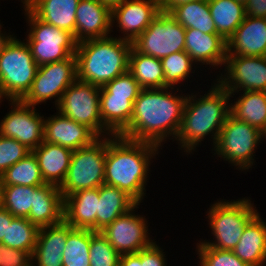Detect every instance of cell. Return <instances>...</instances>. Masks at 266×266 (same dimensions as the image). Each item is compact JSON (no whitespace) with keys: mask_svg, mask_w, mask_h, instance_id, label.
Listing matches in <instances>:
<instances>
[{"mask_svg":"<svg viewBox=\"0 0 266 266\" xmlns=\"http://www.w3.org/2000/svg\"><path fill=\"white\" fill-rule=\"evenodd\" d=\"M158 150L160 146L150 142L107 136L104 184L123 190L140 204L146 196L151 159L156 158Z\"/></svg>","mask_w":266,"mask_h":266,"instance_id":"2","label":"cell"},{"mask_svg":"<svg viewBox=\"0 0 266 266\" xmlns=\"http://www.w3.org/2000/svg\"><path fill=\"white\" fill-rule=\"evenodd\" d=\"M174 89L176 88L142 89L133 103L130 124L120 136L160 147L167 138L174 141L188 97L182 93L177 94L179 88L176 92Z\"/></svg>","mask_w":266,"mask_h":266,"instance_id":"1","label":"cell"},{"mask_svg":"<svg viewBox=\"0 0 266 266\" xmlns=\"http://www.w3.org/2000/svg\"><path fill=\"white\" fill-rule=\"evenodd\" d=\"M250 199L220 200L210 206L207 213L208 224L214 241L200 240L197 244H205L220 250L232 251L240 241L247 224L258 214Z\"/></svg>","mask_w":266,"mask_h":266,"instance_id":"6","label":"cell"},{"mask_svg":"<svg viewBox=\"0 0 266 266\" xmlns=\"http://www.w3.org/2000/svg\"><path fill=\"white\" fill-rule=\"evenodd\" d=\"M100 87L76 80L62 94L58 112L77 123L86 125L98 137L113 135L102 123Z\"/></svg>","mask_w":266,"mask_h":266,"instance_id":"10","label":"cell"},{"mask_svg":"<svg viewBox=\"0 0 266 266\" xmlns=\"http://www.w3.org/2000/svg\"><path fill=\"white\" fill-rule=\"evenodd\" d=\"M77 80V58L71 55L68 59L38 66L30 90L21 99L30 106L46 103L56 99L59 104L65 90Z\"/></svg>","mask_w":266,"mask_h":266,"instance_id":"11","label":"cell"},{"mask_svg":"<svg viewBox=\"0 0 266 266\" xmlns=\"http://www.w3.org/2000/svg\"><path fill=\"white\" fill-rule=\"evenodd\" d=\"M131 48V42L112 35L77 43V79L103 87L128 71Z\"/></svg>","mask_w":266,"mask_h":266,"instance_id":"4","label":"cell"},{"mask_svg":"<svg viewBox=\"0 0 266 266\" xmlns=\"http://www.w3.org/2000/svg\"><path fill=\"white\" fill-rule=\"evenodd\" d=\"M262 138H263L262 140H264V138L266 139V127L262 131Z\"/></svg>","mask_w":266,"mask_h":266,"instance_id":"52","label":"cell"},{"mask_svg":"<svg viewBox=\"0 0 266 266\" xmlns=\"http://www.w3.org/2000/svg\"><path fill=\"white\" fill-rule=\"evenodd\" d=\"M160 11L159 0H125L111 10V29L117 23L124 34L118 38L132 43Z\"/></svg>","mask_w":266,"mask_h":266,"instance_id":"16","label":"cell"},{"mask_svg":"<svg viewBox=\"0 0 266 266\" xmlns=\"http://www.w3.org/2000/svg\"><path fill=\"white\" fill-rule=\"evenodd\" d=\"M34 186H3L2 207L12 216L28 218L34 201Z\"/></svg>","mask_w":266,"mask_h":266,"instance_id":"37","label":"cell"},{"mask_svg":"<svg viewBox=\"0 0 266 266\" xmlns=\"http://www.w3.org/2000/svg\"><path fill=\"white\" fill-rule=\"evenodd\" d=\"M184 51L195 64L223 67L227 57V41L219 34H206L197 29L185 31Z\"/></svg>","mask_w":266,"mask_h":266,"instance_id":"19","label":"cell"},{"mask_svg":"<svg viewBox=\"0 0 266 266\" xmlns=\"http://www.w3.org/2000/svg\"><path fill=\"white\" fill-rule=\"evenodd\" d=\"M10 102L12 110L0 120V135L16 139L32 151L44 141L45 118L36 111L35 106L21 100Z\"/></svg>","mask_w":266,"mask_h":266,"instance_id":"15","label":"cell"},{"mask_svg":"<svg viewBox=\"0 0 266 266\" xmlns=\"http://www.w3.org/2000/svg\"><path fill=\"white\" fill-rule=\"evenodd\" d=\"M24 11L30 26L25 40L38 66L76 54L77 42L72 33L40 20L29 9Z\"/></svg>","mask_w":266,"mask_h":266,"instance_id":"7","label":"cell"},{"mask_svg":"<svg viewBox=\"0 0 266 266\" xmlns=\"http://www.w3.org/2000/svg\"><path fill=\"white\" fill-rule=\"evenodd\" d=\"M29 153L31 150L16 139L0 135V176Z\"/></svg>","mask_w":266,"mask_h":266,"instance_id":"40","label":"cell"},{"mask_svg":"<svg viewBox=\"0 0 266 266\" xmlns=\"http://www.w3.org/2000/svg\"><path fill=\"white\" fill-rule=\"evenodd\" d=\"M103 5L107 6L110 10L120 5L125 0H99Z\"/></svg>","mask_w":266,"mask_h":266,"instance_id":"48","label":"cell"},{"mask_svg":"<svg viewBox=\"0 0 266 266\" xmlns=\"http://www.w3.org/2000/svg\"><path fill=\"white\" fill-rule=\"evenodd\" d=\"M128 71L143 89L164 88L161 59L142 54L133 46L129 53Z\"/></svg>","mask_w":266,"mask_h":266,"instance_id":"30","label":"cell"},{"mask_svg":"<svg viewBox=\"0 0 266 266\" xmlns=\"http://www.w3.org/2000/svg\"><path fill=\"white\" fill-rule=\"evenodd\" d=\"M1 29H2V25L0 23V44L3 41V38L7 35L6 32L2 33L3 31Z\"/></svg>","mask_w":266,"mask_h":266,"instance_id":"51","label":"cell"},{"mask_svg":"<svg viewBox=\"0 0 266 266\" xmlns=\"http://www.w3.org/2000/svg\"><path fill=\"white\" fill-rule=\"evenodd\" d=\"M204 96L188 94L176 141L184 152L192 153L197 145L210 136L213 147L221 128L230 115V94L217 82ZM194 94V95H193ZM183 148V149H182Z\"/></svg>","mask_w":266,"mask_h":266,"instance_id":"3","label":"cell"},{"mask_svg":"<svg viewBox=\"0 0 266 266\" xmlns=\"http://www.w3.org/2000/svg\"><path fill=\"white\" fill-rule=\"evenodd\" d=\"M119 266H141V250L134 254L121 255Z\"/></svg>","mask_w":266,"mask_h":266,"instance_id":"46","label":"cell"},{"mask_svg":"<svg viewBox=\"0 0 266 266\" xmlns=\"http://www.w3.org/2000/svg\"><path fill=\"white\" fill-rule=\"evenodd\" d=\"M13 36L8 33L0 44V100H21L38 69L29 45Z\"/></svg>","mask_w":266,"mask_h":266,"instance_id":"5","label":"cell"},{"mask_svg":"<svg viewBox=\"0 0 266 266\" xmlns=\"http://www.w3.org/2000/svg\"><path fill=\"white\" fill-rule=\"evenodd\" d=\"M80 0H32L28 8L40 20L69 31L75 38L76 9Z\"/></svg>","mask_w":266,"mask_h":266,"instance_id":"26","label":"cell"},{"mask_svg":"<svg viewBox=\"0 0 266 266\" xmlns=\"http://www.w3.org/2000/svg\"><path fill=\"white\" fill-rule=\"evenodd\" d=\"M111 10L99 0H80L76 9L75 40L82 41L110 36Z\"/></svg>","mask_w":266,"mask_h":266,"instance_id":"18","label":"cell"},{"mask_svg":"<svg viewBox=\"0 0 266 266\" xmlns=\"http://www.w3.org/2000/svg\"><path fill=\"white\" fill-rule=\"evenodd\" d=\"M99 197L96 232L102 231L107 225L137 204L123 190L106 184L99 187Z\"/></svg>","mask_w":266,"mask_h":266,"instance_id":"27","label":"cell"},{"mask_svg":"<svg viewBox=\"0 0 266 266\" xmlns=\"http://www.w3.org/2000/svg\"><path fill=\"white\" fill-rule=\"evenodd\" d=\"M2 200H3V185L0 180V208H2Z\"/></svg>","mask_w":266,"mask_h":266,"instance_id":"50","label":"cell"},{"mask_svg":"<svg viewBox=\"0 0 266 266\" xmlns=\"http://www.w3.org/2000/svg\"><path fill=\"white\" fill-rule=\"evenodd\" d=\"M142 89L133 75L127 71L100 87V94L129 95V99H136Z\"/></svg>","mask_w":266,"mask_h":266,"instance_id":"41","label":"cell"},{"mask_svg":"<svg viewBox=\"0 0 266 266\" xmlns=\"http://www.w3.org/2000/svg\"><path fill=\"white\" fill-rule=\"evenodd\" d=\"M138 206L140 204H136L100 231L120 255L137 253L148 248L155 241L148 235V221L145 216L135 214Z\"/></svg>","mask_w":266,"mask_h":266,"instance_id":"14","label":"cell"},{"mask_svg":"<svg viewBox=\"0 0 266 266\" xmlns=\"http://www.w3.org/2000/svg\"><path fill=\"white\" fill-rule=\"evenodd\" d=\"M120 257L121 255L100 232L91 230L90 266H119Z\"/></svg>","mask_w":266,"mask_h":266,"instance_id":"38","label":"cell"},{"mask_svg":"<svg viewBox=\"0 0 266 266\" xmlns=\"http://www.w3.org/2000/svg\"><path fill=\"white\" fill-rule=\"evenodd\" d=\"M31 152L36 157L44 182L60 187L66 178L73 150L43 141Z\"/></svg>","mask_w":266,"mask_h":266,"instance_id":"24","label":"cell"},{"mask_svg":"<svg viewBox=\"0 0 266 266\" xmlns=\"http://www.w3.org/2000/svg\"><path fill=\"white\" fill-rule=\"evenodd\" d=\"M135 100L129 95L100 94L102 123L113 135H120L129 126Z\"/></svg>","mask_w":266,"mask_h":266,"instance_id":"28","label":"cell"},{"mask_svg":"<svg viewBox=\"0 0 266 266\" xmlns=\"http://www.w3.org/2000/svg\"><path fill=\"white\" fill-rule=\"evenodd\" d=\"M21 2L23 3V9H28L32 3V0H21Z\"/></svg>","mask_w":266,"mask_h":266,"instance_id":"49","label":"cell"},{"mask_svg":"<svg viewBox=\"0 0 266 266\" xmlns=\"http://www.w3.org/2000/svg\"><path fill=\"white\" fill-rule=\"evenodd\" d=\"M0 266H32V253L0 244Z\"/></svg>","mask_w":266,"mask_h":266,"instance_id":"42","label":"cell"},{"mask_svg":"<svg viewBox=\"0 0 266 266\" xmlns=\"http://www.w3.org/2000/svg\"><path fill=\"white\" fill-rule=\"evenodd\" d=\"M199 266H251L240 260L233 251L220 250L205 244L196 245Z\"/></svg>","mask_w":266,"mask_h":266,"instance_id":"39","label":"cell"},{"mask_svg":"<svg viewBox=\"0 0 266 266\" xmlns=\"http://www.w3.org/2000/svg\"><path fill=\"white\" fill-rule=\"evenodd\" d=\"M236 1L240 2V3L244 4V5H246V3L248 2V0H236Z\"/></svg>","mask_w":266,"mask_h":266,"instance_id":"53","label":"cell"},{"mask_svg":"<svg viewBox=\"0 0 266 266\" xmlns=\"http://www.w3.org/2000/svg\"><path fill=\"white\" fill-rule=\"evenodd\" d=\"M224 67L215 82L231 97L242 90L266 92V56L227 55Z\"/></svg>","mask_w":266,"mask_h":266,"instance_id":"13","label":"cell"},{"mask_svg":"<svg viewBox=\"0 0 266 266\" xmlns=\"http://www.w3.org/2000/svg\"><path fill=\"white\" fill-rule=\"evenodd\" d=\"M90 243V229L73 228L67 236L65 249L62 253V265L90 266Z\"/></svg>","mask_w":266,"mask_h":266,"instance_id":"34","label":"cell"},{"mask_svg":"<svg viewBox=\"0 0 266 266\" xmlns=\"http://www.w3.org/2000/svg\"><path fill=\"white\" fill-rule=\"evenodd\" d=\"M185 31L169 12L160 11L132 46L142 54L162 59L184 51Z\"/></svg>","mask_w":266,"mask_h":266,"instance_id":"12","label":"cell"},{"mask_svg":"<svg viewBox=\"0 0 266 266\" xmlns=\"http://www.w3.org/2000/svg\"><path fill=\"white\" fill-rule=\"evenodd\" d=\"M14 218L5 208H0V244L3 240H6L7 228Z\"/></svg>","mask_w":266,"mask_h":266,"instance_id":"45","label":"cell"},{"mask_svg":"<svg viewBox=\"0 0 266 266\" xmlns=\"http://www.w3.org/2000/svg\"><path fill=\"white\" fill-rule=\"evenodd\" d=\"M258 213L246 226L240 241L232 250L243 262L251 266L266 263V222Z\"/></svg>","mask_w":266,"mask_h":266,"instance_id":"25","label":"cell"},{"mask_svg":"<svg viewBox=\"0 0 266 266\" xmlns=\"http://www.w3.org/2000/svg\"><path fill=\"white\" fill-rule=\"evenodd\" d=\"M217 34L226 41L246 17L245 5L236 0H208Z\"/></svg>","mask_w":266,"mask_h":266,"instance_id":"31","label":"cell"},{"mask_svg":"<svg viewBox=\"0 0 266 266\" xmlns=\"http://www.w3.org/2000/svg\"><path fill=\"white\" fill-rule=\"evenodd\" d=\"M64 199L58 186L44 184L34 189L28 220L39 228L63 221Z\"/></svg>","mask_w":266,"mask_h":266,"instance_id":"23","label":"cell"},{"mask_svg":"<svg viewBox=\"0 0 266 266\" xmlns=\"http://www.w3.org/2000/svg\"><path fill=\"white\" fill-rule=\"evenodd\" d=\"M234 100L230 104V115L262 132L266 127V92L245 91Z\"/></svg>","mask_w":266,"mask_h":266,"instance_id":"29","label":"cell"},{"mask_svg":"<svg viewBox=\"0 0 266 266\" xmlns=\"http://www.w3.org/2000/svg\"><path fill=\"white\" fill-rule=\"evenodd\" d=\"M106 147L107 136L73 150L66 178L59 187L63 199L76 191L98 188L104 184Z\"/></svg>","mask_w":266,"mask_h":266,"instance_id":"8","label":"cell"},{"mask_svg":"<svg viewBox=\"0 0 266 266\" xmlns=\"http://www.w3.org/2000/svg\"><path fill=\"white\" fill-rule=\"evenodd\" d=\"M99 187L80 190L64 198L63 220L73 228L96 232Z\"/></svg>","mask_w":266,"mask_h":266,"instance_id":"22","label":"cell"},{"mask_svg":"<svg viewBox=\"0 0 266 266\" xmlns=\"http://www.w3.org/2000/svg\"><path fill=\"white\" fill-rule=\"evenodd\" d=\"M245 10L247 16L266 18V0H248Z\"/></svg>","mask_w":266,"mask_h":266,"instance_id":"44","label":"cell"},{"mask_svg":"<svg viewBox=\"0 0 266 266\" xmlns=\"http://www.w3.org/2000/svg\"><path fill=\"white\" fill-rule=\"evenodd\" d=\"M44 120V141L77 150L91 145L99 137L86 125L55 113ZM48 118V119H46Z\"/></svg>","mask_w":266,"mask_h":266,"instance_id":"17","label":"cell"},{"mask_svg":"<svg viewBox=\"0 0 266 266\" xmlns=\"http://www.w3.org/2000/svg\"><path fill=\"white\" fill-rule=\"evenodd\" d=\"M262 132L229 115L214 145L213 155L223 158L239 170H249L254 163L255 149L262 143Z\"/></svg>","mask_w":266,"mask_h":266,"instance_id":"9","label":"cell"},{"mask_svg":"<svg viewBox=\"0 0 266 266\" xmlns=\"http://www.w3.org/2000/svg\"><path fill=\"white\" fill-rule=\"evenodd\" d=\"M72 229L64 220L56 225L41 227L32 253V266H63L62 253Z\"/></svg>","mask_w":266,"mask_h":266,"instance_id":"21","label":"cell"},{"mask_svg":"<svg viewBox=\"0 0 266 266\" xmlns=\"http://www.w3.org/2000/svg\"><path fill=\"white\" fill-rule=\"evenodd\" d=\"M155 241L151 246L141 250V266H167L166 254Z\"/></svg>","mask_w":266,"mask_h":266,"instance_id":"43","label":"cell"},{"mask_svg":"<svg viewBox=\"0 0 266 266\" xmlns=\"http://www.w3.org/2000/svg\"><path fill=\"white\" fill-rule=\"evenodd\" d=\"M3 186L21 185L38 187L46 184L41 175V171L36 157L31 152L9 167L1 176Z\"/></svg>","mask_w":266,"mask_h":266,"instance_id":"33","label":"cell"},{"mask_svg":"<svg viewBox=\"0 0 266 266\" xmlns=\"http://www.w3.org/2000/svg\"><path fill=\"white\" fill-rule=\"evenodd\" d=\"M161 62L164 73V88H174L180 82L183 84L184 80L190 78L191 73H195V70H192L195 63L185 51L172 53L162 58Z\"/></svg>","mask_w":266,"mask_h":266,"instance_id":"36","label":"cell"},{"mask_svg":"<svg viewBox=\"0 0 266 266\" xmlns=\"http://www.w3.org/2000/svg\"><path fill=\"white\" fill-rule=\"evenodd\" d=\"M227 55L266 56V18L246 15L227 40Z\"/></svg>","mask_w":266,"mask_h":266,"instance_id":"20","label":"cell"},{"mask_svg":"<svg viewBox=\"0 0 266 266\" xmlns=\"http://www.w3.org/2000/svg\"><path fill=\"white\" fill-rule=\"evenodd\" d=\"M199 0H159L161 11L170 12L174 7L187 3Z\"/></svg>","mask_w":266,"mask_h":266,"instance_id":"47","label":"cell"},{"mask_svg":"<svg viewBox=\"0 0 266 266\" xmlns=\"http://www.w3.org/2000/svg\"><path fill=\"white\" fill-rule=\"evenodd\" d=\"M185 29H197L206 34H217L210 14L208 0L187 2L169 12Z\"/></svg>","mask_w":266,"mask_h":266,"instance_id":"32","label":"cell"},{"mask_svg":"<svg viewBox=\"0 0 266 266\" xmlns=\"http://www.w3.org/2000/svg\"><path fill=\"white\" fill-rule=\"evenodd\" d=\"M39 229L37 225L31 223L27 218L15 217L7 228L6 240H3L1 244L33 253Z\"/></svg>","mask_w":266,"mask_h":266,"instance_id":"35","label":"cell"}]
</instances>
